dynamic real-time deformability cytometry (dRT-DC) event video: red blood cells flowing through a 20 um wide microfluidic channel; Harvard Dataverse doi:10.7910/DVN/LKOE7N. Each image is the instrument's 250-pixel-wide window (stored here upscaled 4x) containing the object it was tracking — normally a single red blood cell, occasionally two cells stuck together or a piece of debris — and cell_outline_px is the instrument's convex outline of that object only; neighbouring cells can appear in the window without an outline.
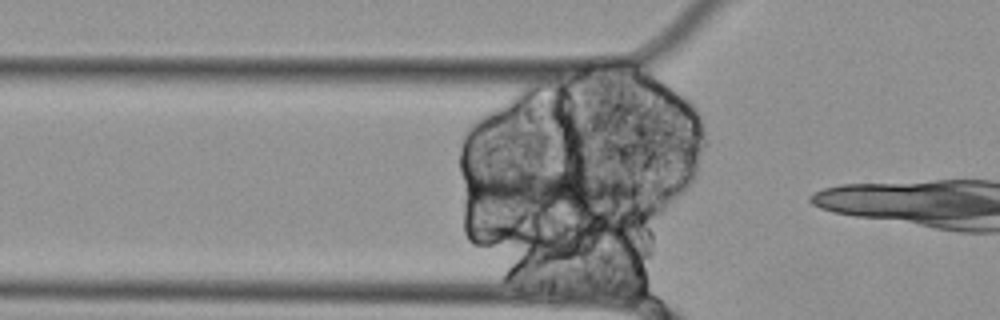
{"species": "Egyptian fruit bat (a non-hibernating species)", "species_latin": "Rousettus aegyptiacus", "temperature_condition": "cold", "stored_images_in_passage": 12, "camera_frame_rate_fps": 3000, "um_per_image_px": 0.085, "animal": {"sex": "female"}, "frame": {"image": 1, "passage_image": 10, "time_ms": 3.0, "image_size_px": [1000, 320], "cell_outline_px": [[640, 192], [636, 196], [588, 204], [528, 204], [476, 200], [464, 192], [464, 184], [488, 176], [512, 172], [568, 172], [588, 176], [624, 184], [636, 188]], "centroid_in_image_um": [46.5, 16.04], "position_along_channel_um": 79.3, "area_um2": 31.73}}